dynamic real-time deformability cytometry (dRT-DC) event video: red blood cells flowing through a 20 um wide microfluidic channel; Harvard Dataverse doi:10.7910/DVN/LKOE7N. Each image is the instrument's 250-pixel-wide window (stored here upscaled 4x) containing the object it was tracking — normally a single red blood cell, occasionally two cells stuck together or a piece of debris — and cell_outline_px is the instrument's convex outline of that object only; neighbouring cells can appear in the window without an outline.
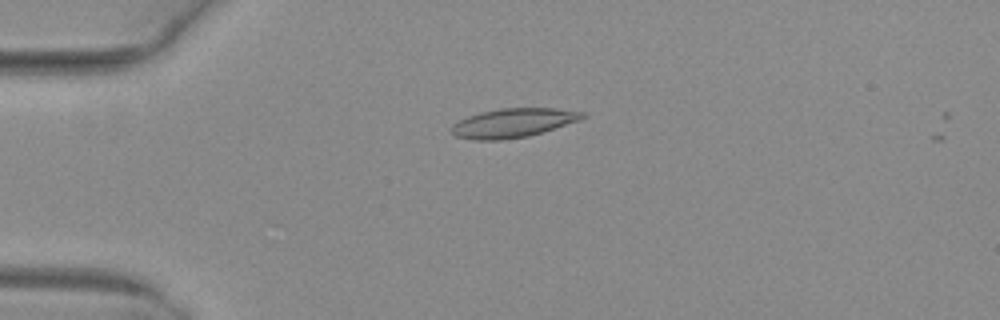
{"species": "common noctule bat (a hibernating species)", "species_latin": "Nyctalus noctula", "temperature_condition": "warm", "stored_images_in_passage": 5, "camera_frame_rate_fps": 3000, "um_per_image_px": 0.085, "animal": {"sex": "female", "body_mass_g": 29.2, "forearm_length_mm": 56.3}, "frame": {"image": 1, "passage_image": 2, "time_ms": 0.333, "image_size_px": [1000, 320], "cell_outline_px": [[588, 116], [580, 120], [528, 136], [500, 140], [476, 140], [456, 136], [452, 132], [452, 124], [468, 116], [480, 112], [500, 108], [556, 108], [588, 112]], "centroid_in_image_um": [43.66, 10.43], "position_along_channel_um": 41.3, "area_um2": 22.14}}